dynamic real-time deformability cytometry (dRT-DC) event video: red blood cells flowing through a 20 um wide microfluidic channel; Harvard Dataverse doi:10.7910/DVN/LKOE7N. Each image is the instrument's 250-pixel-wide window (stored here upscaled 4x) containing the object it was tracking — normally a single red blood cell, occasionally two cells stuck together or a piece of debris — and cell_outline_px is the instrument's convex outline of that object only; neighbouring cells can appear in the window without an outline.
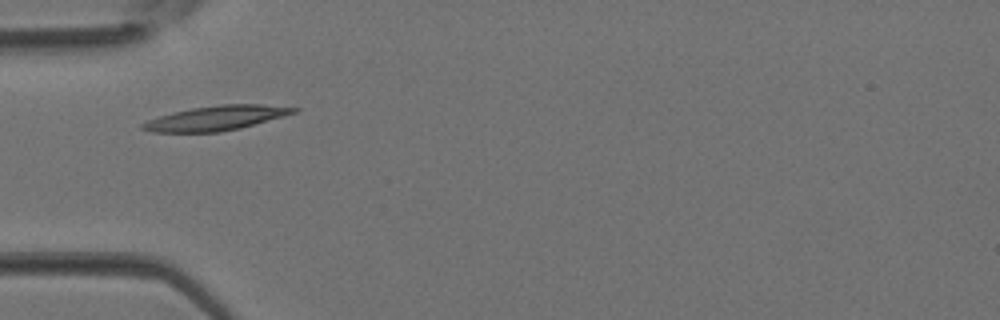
{"species": "Egyptian fruit bat (a non-hibernating species)", "species_latin": "Rousettus aegyptiacus", "temperature_condition": "room temperature", "stored_images_in_passage": 1, "camera_frame_rate_fps": 3000, "um_per_image_px": 0.085, "animal": {"sex": "female"}, "frame": {"image": 1, "passage_image": 1, "time_ms": 0.0, "image_size_px": [1000, 320], "cell_outline_px": [[300, 108], [296, 112], [284, 116], [240, 128], [220, 132], [152, 132], [140, 128], [140, 124], [148, 120], [172, 112], [192, 108], [220, 104], [260, 104]], "centroid_in_image_um": [18.35, 10.03], "position_along_channel_um": 66.6, "area_um2": 21.56}}